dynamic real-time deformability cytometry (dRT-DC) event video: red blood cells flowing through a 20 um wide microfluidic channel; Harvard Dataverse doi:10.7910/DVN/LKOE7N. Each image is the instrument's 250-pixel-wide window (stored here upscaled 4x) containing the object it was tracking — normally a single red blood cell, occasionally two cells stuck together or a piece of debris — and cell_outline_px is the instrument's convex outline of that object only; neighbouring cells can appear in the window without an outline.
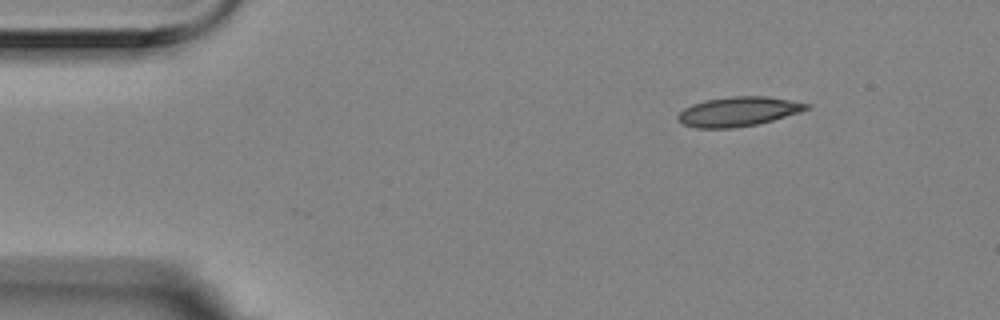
{"species": "Egyptian fruit bat (a non-hibernating species)", "species_latin": "Rousettus aegyptiacus", "temperature_condition": "room temperature", "stored_images_in_passage": 2, "camera_frame_rate_fps": 3000, "um_per_image_px": 0.085, "animal": {"sex": "female"}, "frame": {"image": 1, "passage_image": 2, "time_ms": 0.333, "image_size_px": [1000, 320], "cell_outline_px": [[812, 104], [808, 108], [800, 112], [772, 120], [756, 124], [732, 128], [696, 128], [684, 124], [676, 116], [684, 108], [692, 104], [704, 100], [732, 96], [764, 96]], "centroid_in_image_um": [62.73, 9.48], "position_along_channel_um": 22.3, "area_um2": 21.85}}